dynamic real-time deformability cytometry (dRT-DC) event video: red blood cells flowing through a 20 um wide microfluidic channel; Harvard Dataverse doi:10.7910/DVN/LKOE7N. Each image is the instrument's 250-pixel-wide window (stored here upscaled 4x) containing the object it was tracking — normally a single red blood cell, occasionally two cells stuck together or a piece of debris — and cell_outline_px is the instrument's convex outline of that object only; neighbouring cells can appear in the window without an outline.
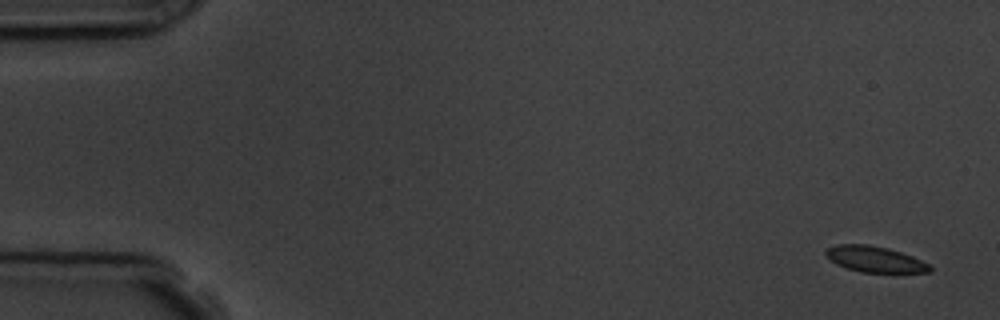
{"species": "common noctule bat (a hibernating species)", "species_latin": "Nyctalus noctula", "temperature_condition": "room temperature", "stored_images_in_passage": 4, "camera_frame_rate_fps": 3000, "um_per_image_px": 0.085, "animal": {"sex": "male", "body_mass_g": 19.5, "forearm_length_mm": 54.6}, "frame": {"image": 1, "passage_image": 1, "time_ms": 0.0, "image_size_px": [1000, 320], "cell_outline_px": [[932, 272], [892, 276], [860, 272], [836, 264], [824, 256], [824, 252], [828, 248], [836, 244], [868, 244], [888, 248], [912, 256], [928, 264], [932, 268]], "centroid_in_image_um": [74.43, 22.1], "position_along_channel_um": 10.6, "area_um2": 16.7}}